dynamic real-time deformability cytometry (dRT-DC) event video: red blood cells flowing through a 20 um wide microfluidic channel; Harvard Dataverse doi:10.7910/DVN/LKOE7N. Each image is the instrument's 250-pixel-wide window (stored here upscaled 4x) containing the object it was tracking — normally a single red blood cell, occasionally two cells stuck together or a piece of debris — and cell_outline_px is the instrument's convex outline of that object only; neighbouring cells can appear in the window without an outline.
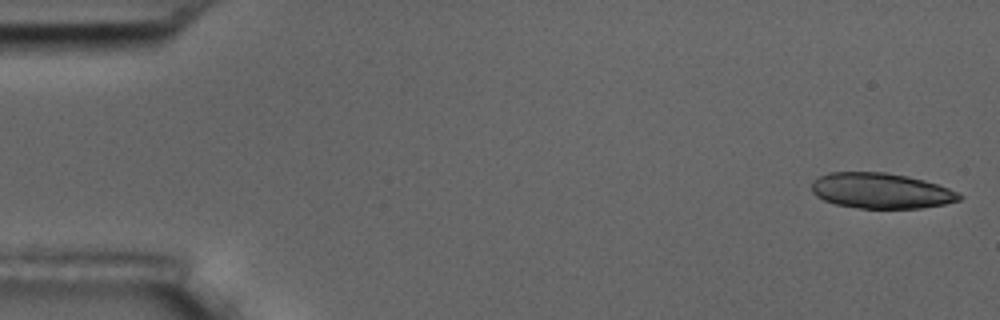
{"species": "common noctule bat (a hibernating species)", "species_latin": "Nyctalus noctula", "temperature_condition": "room temperature", "stored_images_in_passage": 2, "camera_frame_rate_fps": 3000, "um_per_image_px": 0.085, "animal": {"sex": "male", "body_mass_g": 17.5, "forearm_length_mm": 52.3}, "frame": {"image": 1, "passage_image": 1, "time_ms": 0.0, "image_size_px": [1000, 320], "cell_outline_px": [[964, 196], [960, 200], [944, 204], [920, 208], [860, 208], [836, 204], [824, 200], [816, 196], [812, 192], [812, 180], [828, 172], [888, 172], [908, 176], [924, 180], [960, 192]], "centroid_in_image_um": [74.89, 16.21], "position_along_channel_um": 10.1, "area_um2": 30.63}}